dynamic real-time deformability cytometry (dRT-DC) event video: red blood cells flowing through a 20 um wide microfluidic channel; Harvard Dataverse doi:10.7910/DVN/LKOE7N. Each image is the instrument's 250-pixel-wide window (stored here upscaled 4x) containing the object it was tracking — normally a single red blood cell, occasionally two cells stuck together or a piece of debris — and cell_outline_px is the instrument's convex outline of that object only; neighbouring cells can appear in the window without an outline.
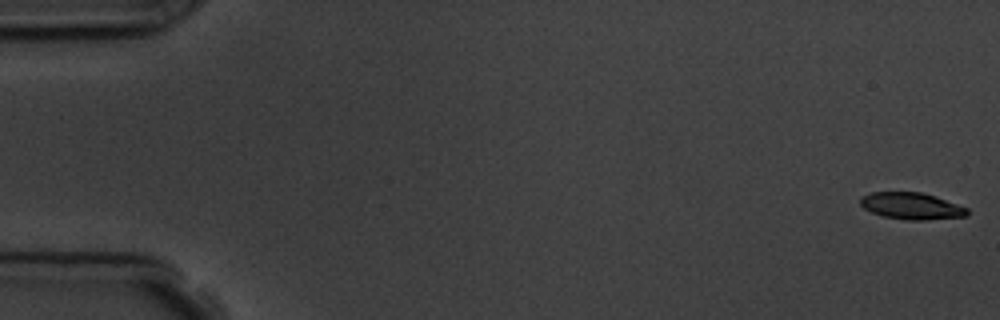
{"species": "common noctule bat (a hibernating species)", "species_latin": "Nyctalus noctula", "temperature_condition": "room temperature", "stored_images_in_passage": 7, "camera_frame_rate_fps": 3000, "um_per_image_px": 0.085, "animal": {"sex": "male", "body_mass_g": 19.5, "forearm_length_mm": 54.6}, "frame": {"image": 1, "passage_image": 1, "time_ms": 0.0, "image_size_px": [1000, 320], "cell_outline_px": [[968, 216], [924, 220], [904, 220], [884, 216], [872, 212], [864, 208], [860, 204], [860, 196], [872, 192], [920, 192], [936, 196], [968, 208]], "centroid_in_image_um": [77.48, 17.51], "position_along_channel_um": 7.5, "area_um2": 16.7}}
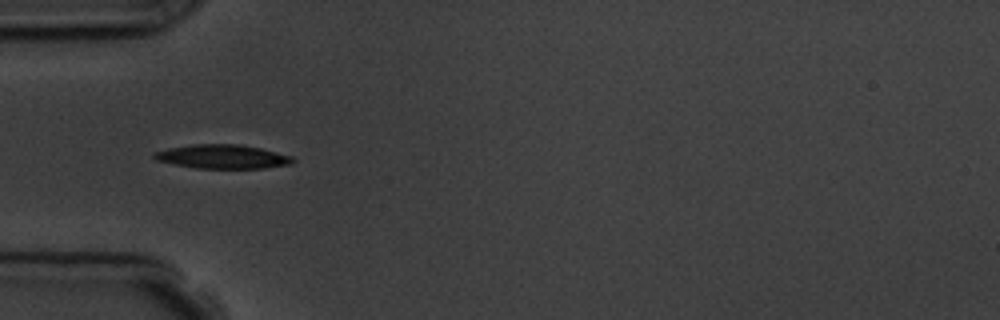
{"frame": {"image": 2, "passage_image": 5, "time_ms": 5.667, "image_size_px": [1000, 320], "cell_outline_px": [[296, 160], [292, 164], [264, 168], [196, 168], [156, 160], [152, 156], [152, 152], [168, 148], [192, 144], [240, 144], [260, 148], [292, 156]], "centroid_in_image_um": [18.91, 13.31], "position_along_channel_um": 66.1, "area_um2": 19.36}}